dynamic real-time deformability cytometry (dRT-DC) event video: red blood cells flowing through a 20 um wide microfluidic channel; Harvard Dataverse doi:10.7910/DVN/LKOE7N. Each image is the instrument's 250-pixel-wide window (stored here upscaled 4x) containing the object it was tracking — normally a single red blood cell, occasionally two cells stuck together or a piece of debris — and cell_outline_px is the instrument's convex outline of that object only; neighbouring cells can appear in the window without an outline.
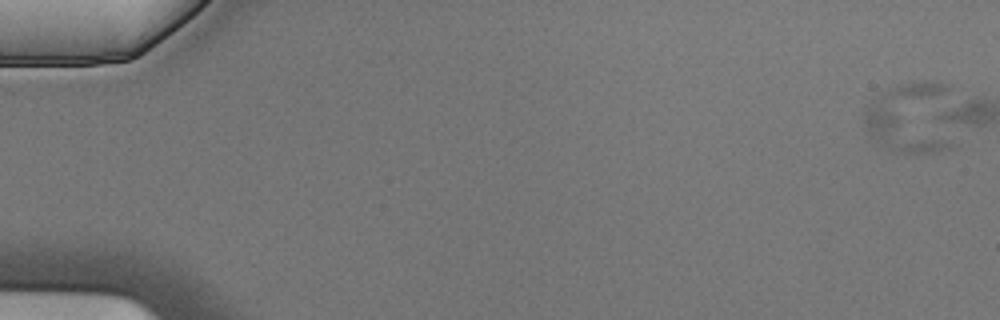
{"species": "Egyptian fruit bat (a non-hibernating species)", "species_latin": "Rousettus aegyptiacus", "temperature_condition": "cold", "stored_images_in_passage": 6, "camera_frame_rate_fps": 3000, "um_per_image_px": 0.085, "animal": {"sex": "male"}, "frame": {"image": 1, "passage_image": 1, "time_ms": 0.0, "image_size_px": [1000, 320], "cell_outline_px": [[952, 148], [936, 152], [896, 152], [868, 136], [864, 124], [864, 112], [868, 104], [872, 100], [888, 88], [908, 80], [924, 80], [944, 84], [948, 88], [952, 144]], "centroid_in_image_um": [77.45, 9.99], "position_along_channel_um": 7.5, "area_um2": 38.15}}